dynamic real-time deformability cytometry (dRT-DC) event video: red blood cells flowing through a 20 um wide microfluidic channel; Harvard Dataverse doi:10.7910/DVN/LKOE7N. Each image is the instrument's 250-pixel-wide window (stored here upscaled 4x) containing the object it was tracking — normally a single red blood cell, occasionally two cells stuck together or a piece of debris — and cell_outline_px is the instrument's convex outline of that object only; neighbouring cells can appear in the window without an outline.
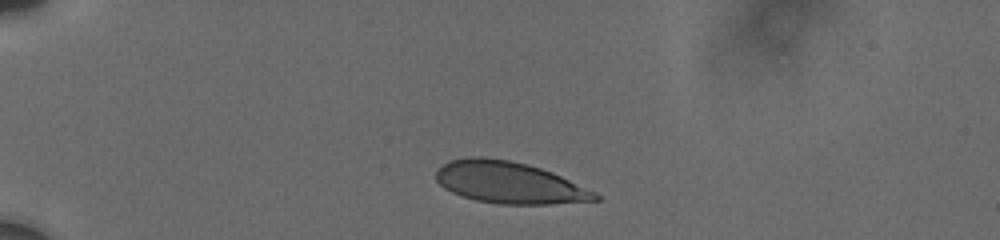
{"species": "human", "species_latin": "Homo sapiens", "temperature_condition": "cold", "stored_images_in_passage": 33, "camera_frame_rate_fps": 3000, "um_per_image_px": 0.085, "donor": {"sex": "male"}, "frame": {"image": 1, "passage_image": 1, "time_ms": 0.0, "image_size_px": [1000, 240], "cell_outline_px": [[600, 200], [548, 204], [500, 204], [476, 200], [452, 192], [444, 188], [436, 180], [436, 172], [448, 160], [468, 156], [480, 156], [508, 160], [528, 164], [552, 172], [596, 192], [600, 196]], "centroid_in_image_um": [43.28, 15.51], "position_along_channel_um": 41.7, "area_um2": 38.55}}
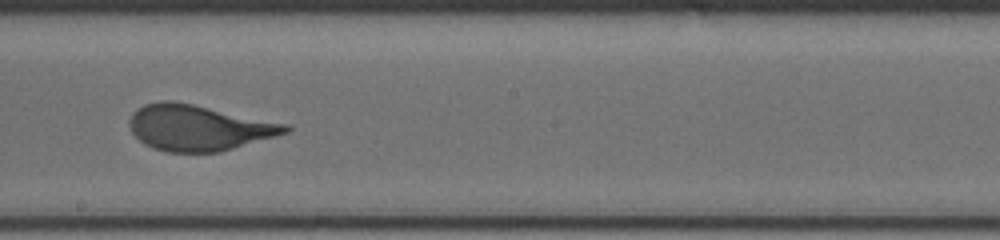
{"frame": {"image": 2, "passage_image": 19, "time_ms": 6.667, "image_size_px": [1000, 240], "cell_outline_px": [[292, 128], [288, 132], [276, 136], [220, 152], [164, 152], [152, 148], [144, 144], [132, 132], [128, 124], [128, 120], [132, 112], [144, 104], [160, 100], [172, 100], [192, 104], [288, 124]], "centroid_in_image_um": [16.84, 10.86], "position_along_channel_um": 231.4, "area_um2": 41.62}}
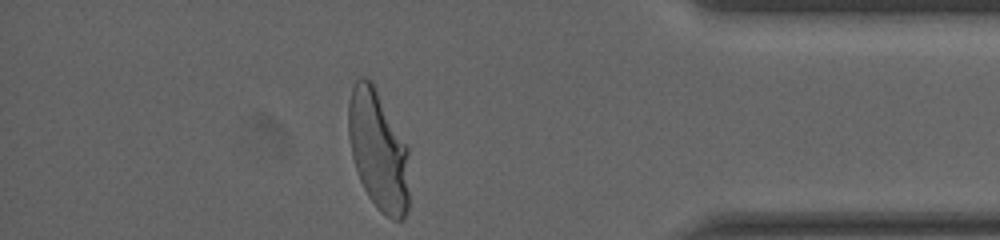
{"frame": {"image": 3, "passage_image": 33, "time_ms": 12.0, "image_size_px": [1000, 240], "cell_outline_px": [[408, 208], [404, 220], [392, 220], [380, 212], [376, 208], [368, 196], [360, 180], [352, 156], [348, 136], [348, 100], [352, 88], [356, 80], [360, 76], [364, 76], [372, 80], [408, 148]], "centroid_in_image_um": [32.14, 12.78], "position_along_channel_um": 403.1, "area_um2": 42.77}, "authors_computed_cell_mechanics": {"area_um2": 41.3848, "velocity_mm_per_s": 3.6866, "shape_relaxation_time_tau1_ms": 4.0993, "shape_relaxation_time_tau2_ms": null, "deformation_change_tau1": 0.1977, "deformation_change_tau2": null}}